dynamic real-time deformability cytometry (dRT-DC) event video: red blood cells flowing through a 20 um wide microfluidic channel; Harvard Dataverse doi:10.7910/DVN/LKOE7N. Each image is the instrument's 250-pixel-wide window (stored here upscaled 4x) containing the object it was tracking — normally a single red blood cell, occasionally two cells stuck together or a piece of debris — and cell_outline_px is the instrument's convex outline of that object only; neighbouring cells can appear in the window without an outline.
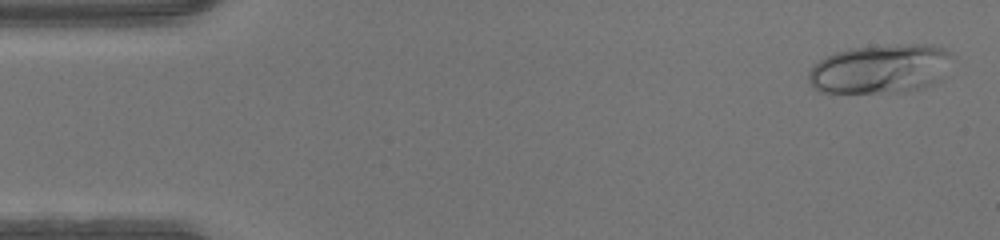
{"species": "human", "species_latin": "Homo sapiens", "temperature_condition": "warm", "stored_images_in_passage": 47, "camera_frame_rate_fps": 3000, "um_per_image_px": 0.085, "donor": {"sex": "male"}, "frame": {"image": 1, "passage_image": 2, "time_ms": 0.333, "image_size_px": [1000, 240], "cell_outline_px": [[952, 52], [940, 80], [920, 88], [904, 92], [820, 92], [808, 80], [808, 72], [824, 56], [836, 52], [852, 48], [908, 44], [932, 44], [944, 48]], "centroid_in_image_um": [74.82, 5.85], "position_along_channel_um": 10.2, "area_um2": 40.58}}
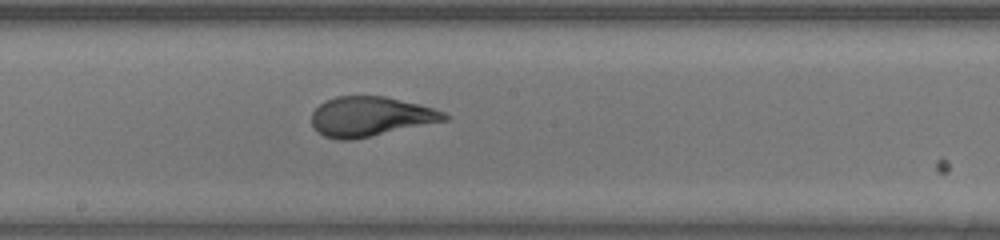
{"frame": {"image": 2, "passage_image": 25, "time_ms": 8.0, "image_size_px": [1000, 240], "cell_outline_px": [[452, 116], [448, 120], [352, 140], [336, 140], [324, 136], [312, 124], [312, 112], [320, 104], [336, 96], [384, 96], [420, 104], [444, 112]], "centroid_in_image_um": [31.51, 9.91], "position_along_channel_um": 216.7, "area_um2": 30.58}}
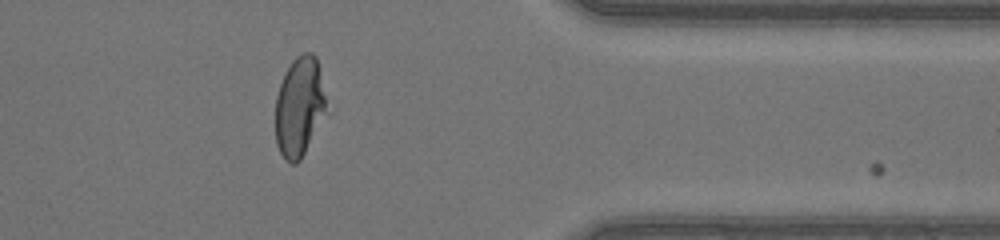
{"frame": {"image": 3, "passage_image": 38, "time_ms": 12.333, "image_size_px": [1000, 240], "cell_outline_px": [[332, 112], [300, 160], [296, 164], [292, 164], [284, 160], [276, 144], [276, 96], [280, 84], [292, 60], [296, 56], [304, 52], [312, 52], [316, 56]], "centroid_in_image_um": [25.55, 9.12], "position_along_channel_um": 385.9, "area_um2": 31.1}}